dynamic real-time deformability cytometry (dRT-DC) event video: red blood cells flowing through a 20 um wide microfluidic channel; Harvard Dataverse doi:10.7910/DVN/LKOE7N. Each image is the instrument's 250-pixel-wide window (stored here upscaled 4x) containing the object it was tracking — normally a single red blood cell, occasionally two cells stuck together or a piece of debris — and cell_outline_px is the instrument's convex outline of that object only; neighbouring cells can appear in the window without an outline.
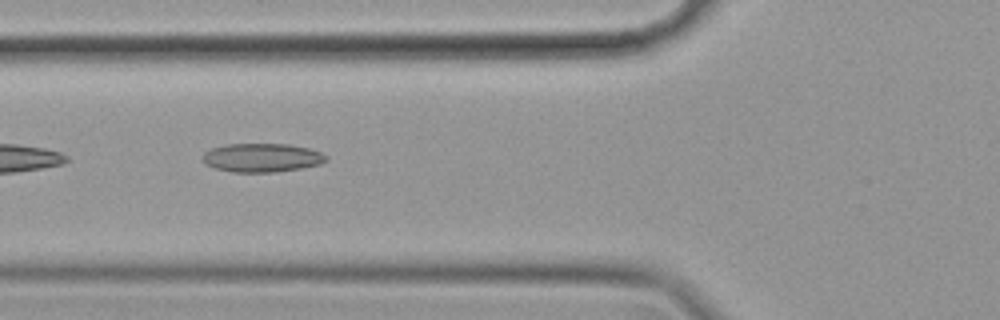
{"species": "common noctule bat (a hibernating species)", "species_latin": "Nyctalus noctula", "temperature_condition": "cold", "stored_images_in_passage": 38, "camera_frame_rate_fps": 3000, "um_per_image_px": 0.085, "animal": {"sex": "female", "body_mass_g": 19.9}, "frame": {"image": 1, "passage_image": 5, "time_ms": 1.333, "image_size_px": [1000, 320], "cell_outline_px": [[328, 160], [320, 164], [300, 168], [276, 172], [232, 172], [212, 168], [204, 164], [200, 160], [204, 152], [212, 148], [228, 144], [288, 144], [308, 148], [320, 152], [328, 156]], "centroid_in_image_um": [22.22, 13.41], "position_along_channel_um": 103.6, "area_um2": 20.87}}
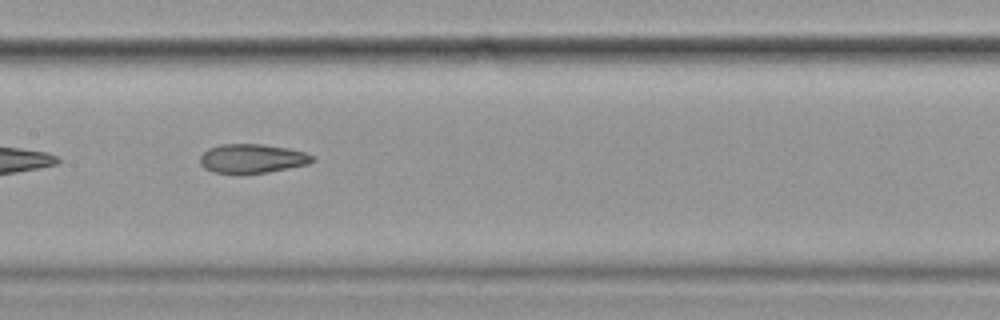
{"frame": {"image": 2, "passage_image": 12, "time_ms": 3.667, "image_size_px": [1000, 320], "cell_outline_px": [[316, 160], [308, 164], [268, 172], [240, 176], [212, 172], [204, 168], [200, 164], [200, 156], [208, 148], [220, 144], [260, 144], [288, 148], [304, 152], [312, 156]], "centroid_in_image_um": [21.38, 13.51], "position_along_channel_um": 186.0, "area_um2": 19.54}}
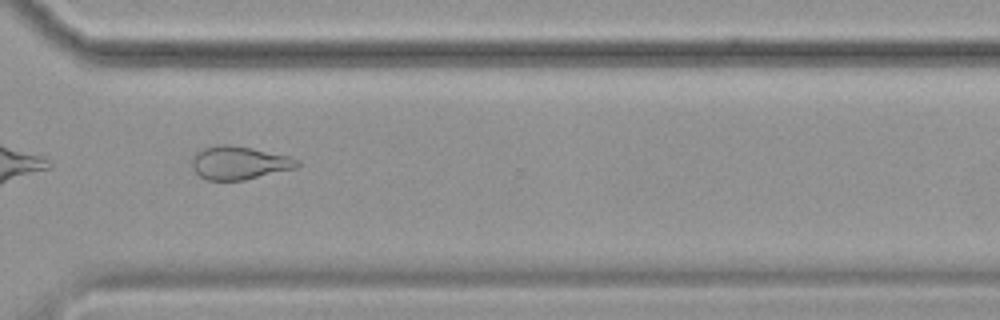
{"frame": {"image": 3, "passage_image": 26, "time_ms": 8.333, "image_size_px": [1000, 320], "cell_outline_px": [[300, 164], [296, 168], [244, 180], [208, 180], [200, 176], [192, 168], [192, 156], [196, 152], [204, 148], [216, 144], [228, 144], [252, 148], [288, 156], [300, 160]], "centroid_in_image_um": [20.32, 13.83], "position_along_channel_um": 350.3, "area_um2": 20.4}, "authors_computed_cell_mechanics": {"area_um2": 20.23, "velocity_mm_per_s": 3.5287, "shape_relaxation_time_tau1_ms": null, "shape_relaxation_time_tau2_ms": 2.6211, "deformation_change_tau1": null, "deformation_change_tau2": 0.094}}